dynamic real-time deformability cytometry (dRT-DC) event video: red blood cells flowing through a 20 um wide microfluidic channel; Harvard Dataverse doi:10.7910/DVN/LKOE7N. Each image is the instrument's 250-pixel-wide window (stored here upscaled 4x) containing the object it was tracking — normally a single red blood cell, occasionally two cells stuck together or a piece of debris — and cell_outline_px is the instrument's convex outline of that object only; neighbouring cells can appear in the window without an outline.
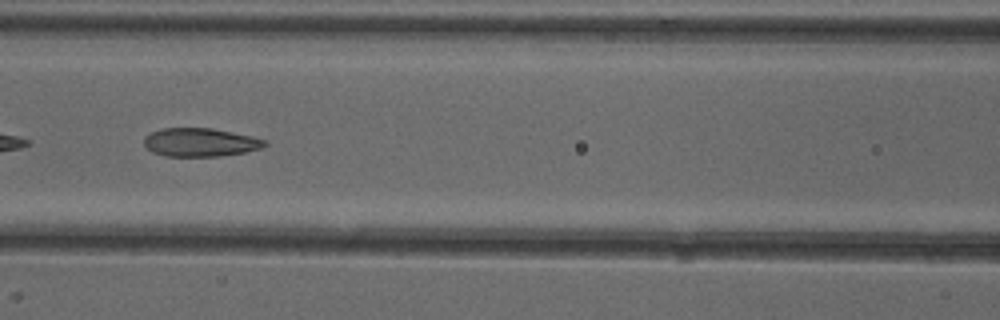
{"species": "common noctule bat (a hibernating species)", "species_latin": "Nyctalus noctula", "temperature_condition": "cold", "stored_images_in_passage": 52, "camera_frame_rate_fps": 3000, "um_per_image_px": 0.085, "animal": {"sex": "female"}, "frame": {"image": 1, "passage_image": 23, "time_ms": 7.333, "image_size_px": [1000, 320], "cell_outline_px": [[268, 144], [264, 148], [244, 152], [216, 156], [164, 156], [152, 152], [144, 144], [144, 136], [160, 128], [212, 128], [252, 136], [264, 140]], "centroid_in_image_um": [17.01, 12.09], "position_along_channel_um": 149.6, "area_um2": 20.0}, "authors_computed_cell_mechanics": {"area_um2": 21.386, "velocity_mm_per_s": 3.9621, "shape_relaxation_time_tau1_ms": 4.5585, "shape_relaxation_time_tau2_ms": 1.8367, "deformation_change_tau1": 0.159, "deformation_change_tau2": 0.08}}